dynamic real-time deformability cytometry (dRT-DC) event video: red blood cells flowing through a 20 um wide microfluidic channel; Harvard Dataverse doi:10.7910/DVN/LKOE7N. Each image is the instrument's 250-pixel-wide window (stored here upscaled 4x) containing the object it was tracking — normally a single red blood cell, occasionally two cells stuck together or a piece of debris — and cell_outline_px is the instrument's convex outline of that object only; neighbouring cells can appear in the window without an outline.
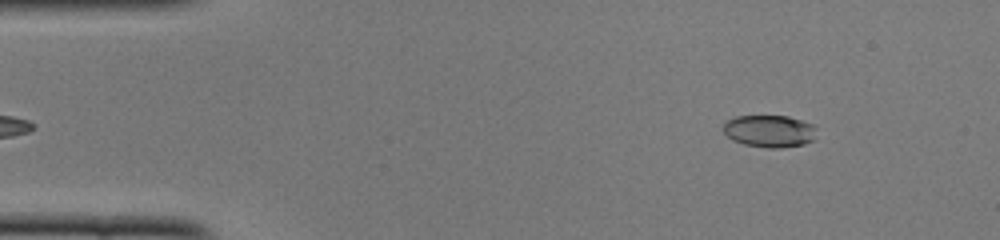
{"species": "common noctule bat (a hibernating species)", "species_latin": "Nyctalus noctula", "temperature_condition": "cold", "stored_images_in_passage": 47, "camera_frame_rate_fps": 3000, "um_per_image_px": 0.085, "animal": {"sex": "female", "body_mass_g": 22.0, "forearm_length_mm": 56.7}, "frame": {"image": 1, "passage_image": 2, "time_ms": 0.333, "image_size_px": [1000, 240], "cell_outline_px": [[816, 128], [812, 140], [804, 144], [780, 148], [768, 148], [744, 144], [732, 140], [720, 128], [728, 120], [736, 116], [788, 116], [812, 124]], "centroid_in_image_um": [65.37, 11.14], "position_along_channel_um": 19.6, "area_um2": 17.46}}
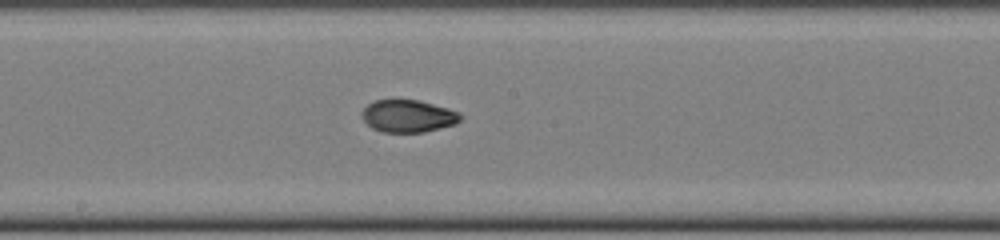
{"frame": {"image": 2, "passage_image": 23, "time_ms": 7.333, "image_size_px": [1000, 240], "cell_outline_px": [[464, 116], [456, 124], [424, 132], [380, 132], [372, 128], [360, 116], [360, 112], [368, 104], [376, 100], [392, 96], [420, 100], [448, 108], [460, 112]], "centroid_in_image_um": [34.67, 9.82], "position_along_channel_um": 213.5, "area_um2": 19.42}}
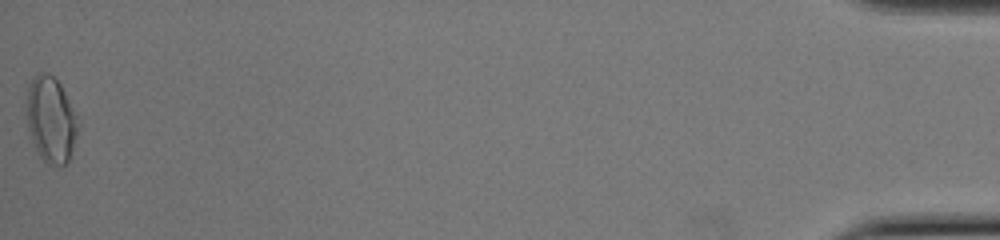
{"frame": {"image": 3, "passage_image": 47, "time_ms": 15.333, "image_size_px": [1000, 240], "cell_outline_px": [[76, 136], [68, 160], [64, 164], [52, 164], [44, 160], [40, 156], [32, 140], [28, 128], [24, 112], [28, 88], [36, 72], [48, 72], [60, 84], [76, 116]], "centroid_in_image_um": [4.26, 10.11], "position_along_channel_um": 430.9, "area_um2": 25.2}, "authors_computed_cell_mechanics": {"area_um2": 19.074, "velocity_mm_per_s": 3.943, "shape_relaxation_time_tau1_ms": null, "shape_relaxation_time_tau2_ms": 1.4379, "deformation_change_tau1": null, "deformation_change_tau2": 0.0555}}